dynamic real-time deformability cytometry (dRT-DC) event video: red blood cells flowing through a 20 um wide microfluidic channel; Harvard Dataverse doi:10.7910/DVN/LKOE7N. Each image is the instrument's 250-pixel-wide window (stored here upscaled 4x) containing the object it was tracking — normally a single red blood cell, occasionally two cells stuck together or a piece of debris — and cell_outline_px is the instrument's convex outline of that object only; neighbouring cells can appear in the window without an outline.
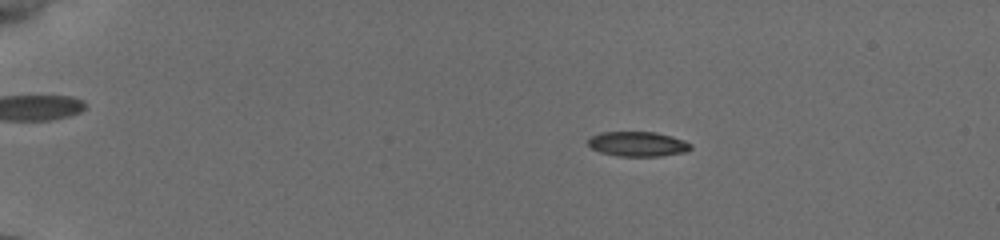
{"species": "common noctule bat (a hibernating species)", "species_latin": "Nyctalus noctula", "temperature_condition": "cold", "stored_images_in_passage": 35, "camera_frame_rate_fps": 3000, "um_per_image_px": 0.085, "animal": {"sex": "female", "body_mass_g": 19.5, "forearm_length_mm": 54.1}, "frame": {"image": 1, "passage_image": 6, "time_ms": 3.667, "image_size_px": [1000, 240], "cell_outline_px": [[692, 148], [684, 152], [660, 156], [620, 156], [600, 152], [592, 148], [588, 144], [588, 140], [592, 136], [600, 132], [656, 132], [672, 136], [684, 140], [692, 144]], "centroid_in_image_um": [54.23, 12.23], "position_along_channel_um": 30.8, "area_um2": 14.8}}
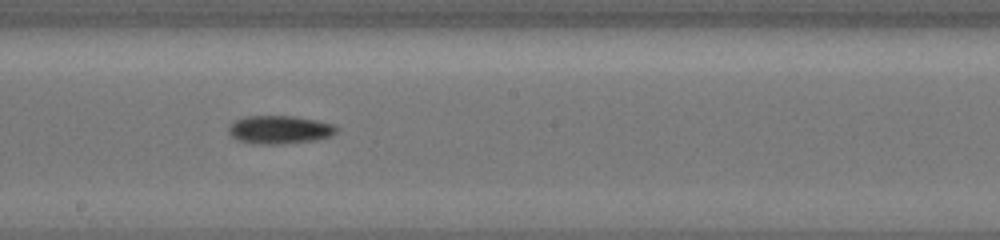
{"frame": {"image": 2, "passage_image": 18, "time_ms": 11.0, "image_size_px": [1000, 240], "cell_outline_px": [[336, 132], [332, 136], [316, 140], [280, 144], [260, 144], [236, 140], [228, 132], [228, 128], [236, 120], [248, 116], [292, 116], [316, 120], [332, 124], [336, 128]], "centroid_in_image_um": [23.76, 11.03], "position_along_channel_um": 224.4, "area_um2": 17.57}}
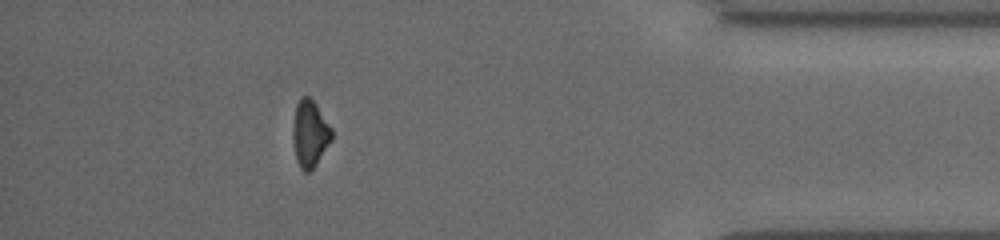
{"frame": {"image": 3, "passage_image": 30, "time_ms": 16.667, "image_size_px": [1000, 240], "cell_outline_px": [[332, 140], [316, 164], [308, 172], [304, 172], [300, 168], [296, 160], [292, 136], [292, 128], [296, 104], [300, 96], [308, 96], [316, 104], [332, 128]], "centroid_in_image_um": [26.33, 11.35], "position_along_channel_um": 408.9, "area_um2": 15.2}, "authors_computed_cell_mechanics": {"area_um2": 15.2014, "velocity_mm_per_s": 3.8623, "shape_relaxation_time_tau1_ms": 2.25, "shape_relaxation_time_tau2_ms": null, "deformation_change_tau1": 0.1003, "deformation_change_tau2": null}}